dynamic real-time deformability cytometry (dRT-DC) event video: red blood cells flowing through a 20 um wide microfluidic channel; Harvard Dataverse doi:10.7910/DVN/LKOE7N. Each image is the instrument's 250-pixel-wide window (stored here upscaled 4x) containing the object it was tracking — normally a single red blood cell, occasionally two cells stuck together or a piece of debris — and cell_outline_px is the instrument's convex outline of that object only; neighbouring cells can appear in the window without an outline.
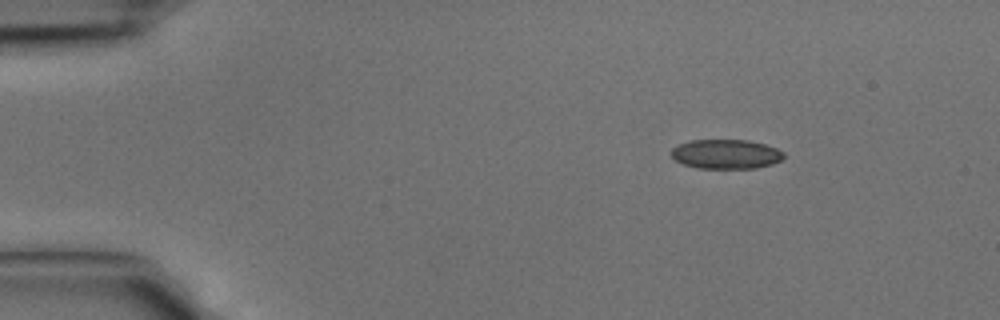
{"species": "common noctule bat (a hibernating species)", "species_latin": "Nyctalus noctula", "temperature_condition": "cold", "stored_images_in_passage": 37, "camera_frame_rate_fps": 3000, "um_per_image_px": 0.085, "animal": {"sex": "male", "body_mass_g": 15.6}, "frame": {"image": 1, "passage_image": 1, "time_ms": 0.0, "image_size_px": [1000, 320], "cell_outline_px": [[784, 156], [780, 160], [772, 164], [752, 168], [696, 168], [680, 164], [672, 156], [672, 148], [680, 144], [692, 140], [748, 140], [764, 144], [776, 148], [784, 152]], "centroid_in_image_um": [61.69, 13.1], "position_along_channel_um": 23.3, "area_um2": 19.19}}
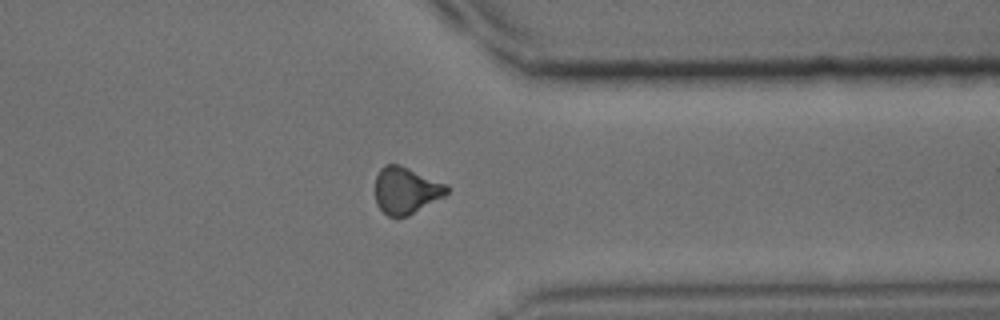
{"frame": {"image": 2, "passage_image": 28, "time_ms": 9.0, "image_size_px": [1000, 320], "cell_outline_px": [[448, 192], [444, 196], [408, 216], [388, 216], [376, 204], [376, 176], [380, 168], [384, 164], [400, 164], [448, 184]], "centroid_in_image_um": [34.51, 16.16], "position_along_channel_um": 376.9, "area_um2": 19.54}}
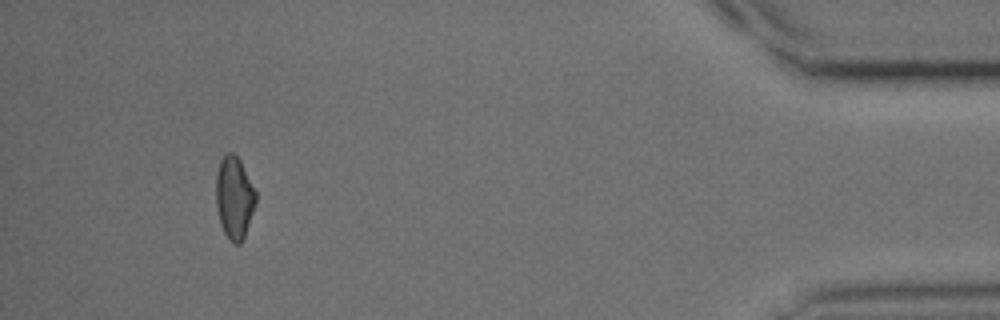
{"frame": {"image": 3, "passage_image": 34, "time_ms": 11.0, "image_size_px": [1000, 320], "cell_outline_px": [[256, 200], [244, 236], [240, 244], [232, 244], [228, 240], [220, 224], [216, 204], [216, 176], [220, 160], [228, 152], [232, 152], [240, 160], [256, 192]], "centroid_in_image_um": [19.89, 16.81], "position_along_channel_um": 415.3, "area_um2": 18.9}}